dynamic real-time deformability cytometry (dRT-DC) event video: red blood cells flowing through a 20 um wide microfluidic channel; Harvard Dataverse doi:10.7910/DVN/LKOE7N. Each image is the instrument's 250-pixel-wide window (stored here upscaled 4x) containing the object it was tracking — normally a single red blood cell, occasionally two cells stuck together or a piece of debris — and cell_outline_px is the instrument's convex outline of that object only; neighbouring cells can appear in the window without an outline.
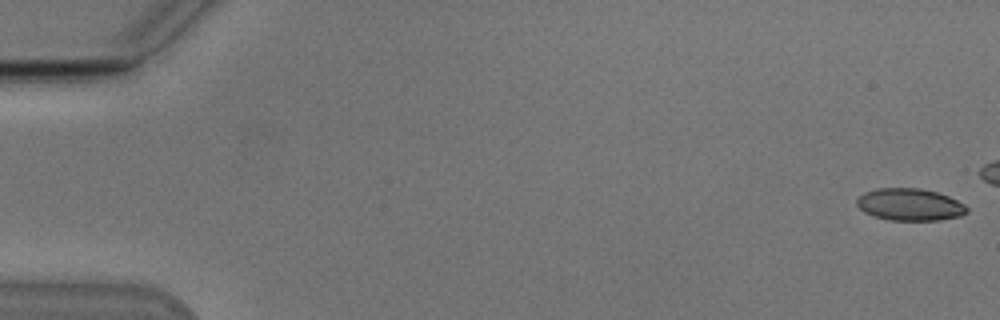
{"species": "Egyptian fruit bat (a non-hibernating species)", "species_latin": "Rousettus aegyptiacus", "temperature_condition": "cold", "stored_images_in_passage": 44, "camera_frame_rate_fps": 3000, "um_per_image_px": 0.085, "animal": {"sex": "male"}, "frame": {"image": 1, "passage_image": 1, "time_ms": 0.0, "image_size_px": [1000, 320], "cell_outline_px": [[968, 212], [960, 216], [940, 220], [888, 220], [872, 216], [864, 212], [856, 204], [856, 200], [864, 192], [876, 188], [920, 188], [936, 192], [948, 196], [964, 204], [968, 208]], "centroid_in_image_um": [77.32, 17.39], "position_along_channel_um": 7.7, "area_um2": 20.69}}
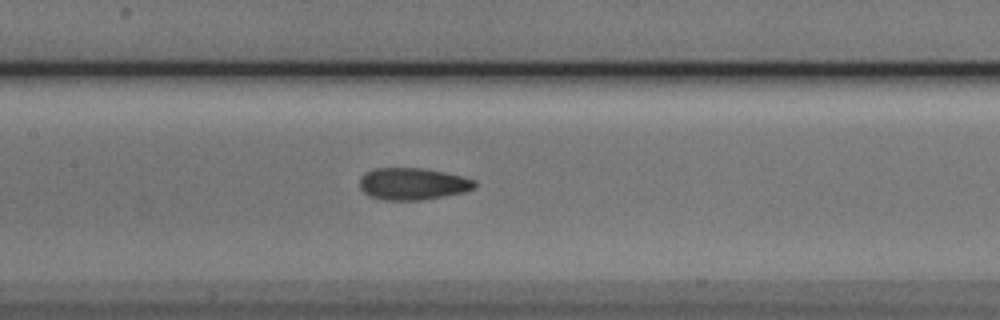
{"frame": {"image": 2, "passage_image": 26, "time_ms": 8.333, "image_size_px": [1000, 320], "cell_outline_px": [[476, 188], [464, 192], [444, 196], [420, 200], [384, 200], [368, 196], [360, 188], [360, 176], [364, 172], [376, 168], [428, 168], [464, 176], [476, 180]], "centroid_in_image_um": [35.1, 15.62], "position_along_channel_um": 172.3, "area_um2": 21.79}}
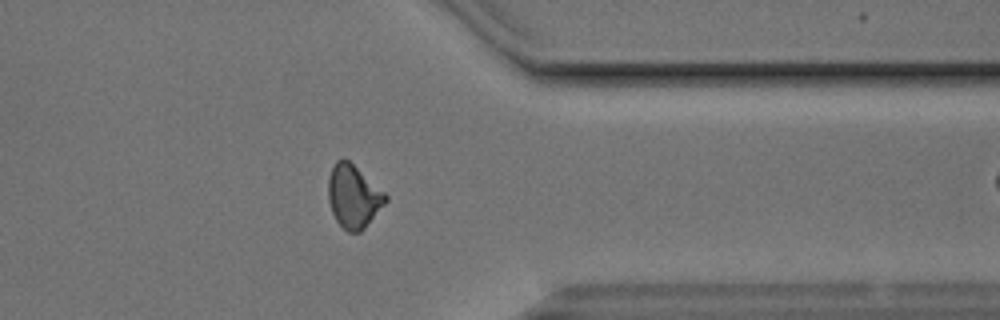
{"frame": {"image": 3, "passage_image": 43, "time_ms": 14.0, "image_size_px": [1000, 320], "cell_outline_px": [[388, 200], [364, 228], [360, 232], [348, 232], [336, 220], [332, 212], [328, 200], [328, 180], [332, 168], [336, 160], [348, 160], [384, 192], [388, 196]], "centroid_in_image_um": [30.03, 16.71], "position_along_channel_um": 381.4, "area_um2": 20.63}}